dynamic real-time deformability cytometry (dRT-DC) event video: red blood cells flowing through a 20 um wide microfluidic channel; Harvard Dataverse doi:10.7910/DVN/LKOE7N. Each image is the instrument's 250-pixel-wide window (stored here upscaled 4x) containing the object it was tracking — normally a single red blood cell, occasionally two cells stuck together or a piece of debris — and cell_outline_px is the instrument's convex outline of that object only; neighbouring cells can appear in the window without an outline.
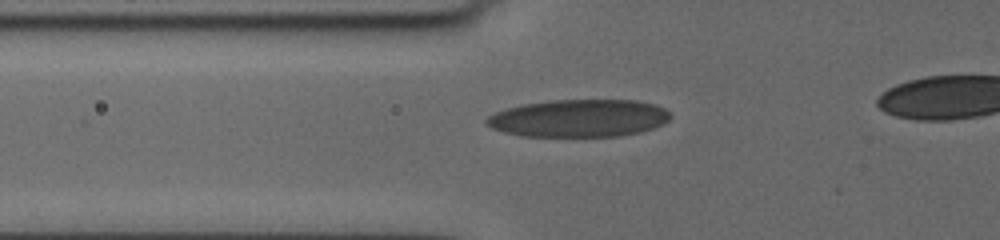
{"species": "human", "species_latin": "Homo sapiens", "temperature_condition": "cold", "stored_images_in_passage": 46, "camera_frame_rate_fps": 3000, "um_per_image_px": 0.085, "donor": {"sex": "female"}, "frame": {"image": 1, "passage_image": 15, "time_ms": 4.667, "image_size_px": [1000, 240], "cell_outline_px": [[672, 116], [664, 124], [640, 132], [620, 136], [520, 136], [504, 132], [492, 128], [484, 124], [484, 120], [488, 116], [496, 112], [520, 104], [552, 100], [636, 100], [656, 104], [664, 108]], "centroid_in_image_um": [49.2, 10.04], "position_along_channel_um": 76.6, "area_um2": 40.46}}
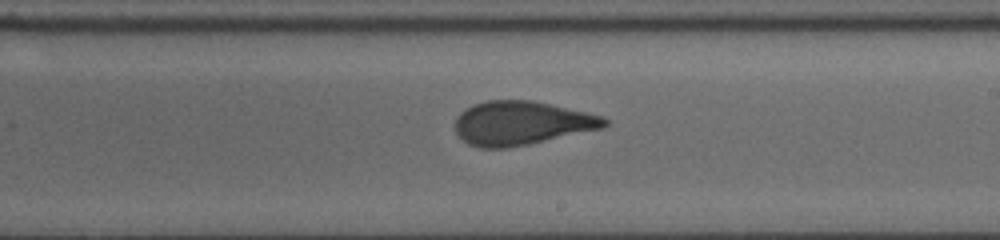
{"frame": {"image": 2, "passage_image": 29, "time_ms": 9.333, "image_size_px": [1000, 240], "cell_outline_px": [[608, 124], [600, 128], [528, 144], [508, 148], [480, 148], [468, 144], [456, 132], [456, 116], [460, 112], [472, 104], [488, 100], [532, 100], [584, 112], [600, 116], [608, 120]], "centroid_in_image_um": [44.25, 10.46], "position_along_channel_um": 244.7, "area_um2": 37.63}}
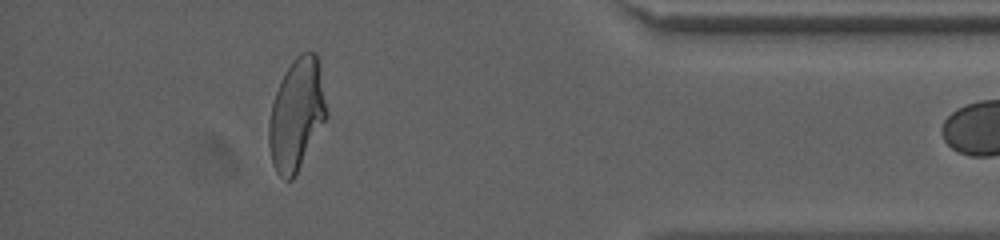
{"frame": {"image": 3, "passage_image": 45, "time_ms": 14.667, "image_size_px": [1000, 240], "cell_outline_px": [[328, 116], [292, 180], [284, 180], [276, 172], [272, 164], [268, 144], [268, 124], [272, 104], [280, 80], [284, 72], [292, 60], [300, 52], [316, 52], [320, 64], [328, 112]], "centroid_in_image_um": [25.21, 9.7], "position_along_channel_um": 410.0, "area_um2": 37.74}}